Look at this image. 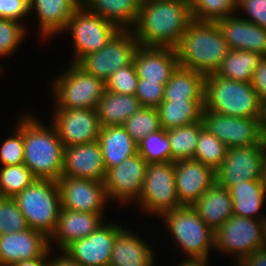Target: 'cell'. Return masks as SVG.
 Returning a JSON list of instances; mask_svg holds the SVG:
<instances>
[{"label":"cell","mask_w":266,"mask_h":266,"mask_svg":"<svg viewBox=\"0 0 266 266\" xmlns=\"http://www.w3.org/2000/svg\"><path fill=\"white\" fill-rule=\"evenodd\" d=\"M191 21L189 0H143L131 30L140 46L175 49Z\"/></svg>","instance_id":"obj_1"},{"label":"cell","mask_w":266,"mask_h":266,"mask_svg":"<svg viewBox=\"0 0 266 266\" xmlns=\"http://www.w3.org/2000/svg\"><path fill=\"white\" fill-rule=\"evenodd\" d=\"M23 114V164L36 179L58 181L64 167V145L50 123L43 125L32 112ZM41 122V123H40Z\"/></svg>","instance_id":"obj_2"},{"label":"cell","mask_w":266,"mask_h":266,"mask_svg":"<svg viewBox=\"0 0 266 266\" xmlns=\"http://www.w3.org/2000/svg\"><path fill=\"white\" fill-rule=\"evenodd\" d=\"M175 50L179 66L206 76L217 71L230 48L216 22L192 20Z\"/></svg>","instance_id":"obj_3"},{"label":"cell","mask_w":266,"mask_h":266,"mask_svg":"<svg viewBox=\"0 0 266 266\" xmlns=\"http://www.w3.org/2000/svg\"><path fill=\"white\" fill-rule=\"evenodd\" d=\"M204 108L238 118H259L260 98L251 82L231 81L216 74L205 76Z\"/></svg>","instance_id":"obj_4"},{"label":"cell","mask_w":266,"mask_h":266,"mask_svg":"<svg viewBox=\"0 0 266 266\" xmlns=\"http://www.w3.org/2000/svg\"><path fill=\"white\" fill-rule=\"evenodd\" d=\"M53 109H95L105 92V82L70 62L63 73L50 80Z\"/></svg>","instance_id":"obj_5"},{"label":"cell","mask_w":266,"mask_h":266,"mask_svg":"<svg viewBox=\"0 0 266 266\" xmlns=\"http://www.w3.org/2000/svg\"><path fill=\"white\" fill-rule=\"evenodd\" d=\"M29 228L50 238L57 226L61 209L58 184L36 179L14 198Z\"/></svg>","instance_id":"obj_6"},{"label":"cell","mask_w":266,"mask_h":266,"mask_svg":"<svg viewBox=\"0 0 266 266\" xmlns=\"http://www.w3.org/2000/svg\"><path fill=\"white\" fill-rule=\"evenodd\" d=\"M174 239L173 247L180 248L185 257L209 258L214 250V231L199 217L192 206L183 205L160 217ZM182 248V249H181ZM187 253V254H186Z\"/></svg>","instance_id":"obj_7"},{"label":"cell","mask_w":266,"mask_h":266,"mask_svg":"<svg viewBox=\"0 0 266 266\" xmlns=\"http://www.w3.org/2000/svg\"><path fill=\"white\" fill-rule=\"evenodd\" d=\"M265 231L266 221L233 215L214 231V247L221 254L232 255L235 265L264 248Z\"/></svg>","instance_id":"obj_8"},{"label":"cell","mask_w":266,"mask_h":266,"mask_svg":"<svg viewBox=\"0 0 266 266\" xmlns=\"http://www.w3.org/2000/svg\"><path fill=\"white\" fill-rule=\"evenodd\" d=\"M137 204L142 213L159 218L183 206L175 184V161L148 164Z\"/></svg>","instance_id":"obj_9"},{"label":"cell","mask_w":266,"mask_h":266,"mask_svg":"<svg viewBox=\"0 0 266 266\" xmlns=\"http://www.w3.org/2000/svg\"><path fill=\"white\" fill-rule=\"evenodd\" d=\"M120 29L112 22L105 20L82 4L73 12L63 31L68 32L74 45L72 63L84 55L102 49Z\"/></svg>","instance_id":"obj_10"},{"label":"cell","mask_w":266,"mask_h":266,"mask_svg":"<svg viewBox=\"0 0 266 266\" xmlns=\"http://www.w3.org/2000/svg\"><path fill=\"white\" fill-rule=\"evenodd\" d=\"M138 47L132 30H119L102 49L84 55L76 64L105 82L116 70L133 63Z\"/></svg>","instance_id":"obj_11"},{"label":"cell","mask_w":266,"mask_h":266,"mask_svg":"<svg viewBox=\"0 0 266 266\" xmlns=\"http://www.w3.org/2000/svg\"><path fill=\"white\" fill-rule=\"evenodd\" d=\"M147 167L148 163L137 152L119 165L108 169L103 182L108 199L113 203L117 201L120 205H127L132 201L136 203L141 195Z\"/></svg>","instance_id":"obj_12"},{"label":"cell","mask_w":266,"mask_h":266,"mask_svg":"<svg viewBox=\"0 0 266 266\" xmlns=\"http://www.w3.org/2000/svg\"><path fill=\"white\" fill-rule=\"evenodd\" d=\"M264 154L261 143L228 148L223 163L215 171L216 183L228 189L245 180H263Z\"/></svg>","instance_id":"obj_13"},{"label":"cell","mask_w":266,"mask_h":266,"mask_svg":"<svg viewBox=\"0 0 266 266\" xmlns=\"http://www.w3.org/2000/svg\"><path fill=\"white\" fill-rule=\"evenodd\" d=\"M204 128L223 142L227 148L249 147L261 143L259 120L255 118H238L202 110Z\"/></svg>","instance_id":"obj_14"},{"label":"cell","mask_w":266,"mask_h":266,"mask_svg":"<svg viewBox=\"0 0 266 266\" xmlns=\"http://www.w3.org/2000/svg\"><path fill=\"white\" fill-rule=\"evenodd\" d=\"M51 124L64 147L98 141L100 124L95 109H53Z\"/></svg>","instance_id":"obj_15"},{"label":"cell","mask_w":266,"mask_h":266,"mask_svg":"<svg viewBox=\"0 0 266 266\" xmlns=\"http://www.w3.org/2000/svg\"><path fill=\"white\" fill-rule=\"evenodd\" d=\"M124 228L116 222H104L87 237L72 242L63 252L83 266H109L114 240Z\"/></svg>","instance_id":"obj_16"},{"label":"cell","mask_w":266,"mask_h":266,"mask_svg":"<svg viewBox=\"0 0 266 266\" xmlns=\"http://www.w3.org/2000/svg\"><path fill=\"white\" fill-rule=\"evenodd\" d=\"M61 208L77 212L104 215L108 206L106 189L103 182L89 179L61 177L58 181Z\"/></svg>","instance_id":"obj_17"},{"label":"cell","mask_w":266,"mask_h":266,"mask_svg":"<svg viewBox=\"0 0 266 266\" xmlns=\"http://www.w3.org/2000/svg\"><path fill=\"white\" fill-rule=\"evenodd\" d=\"M49 252V238L34 229L0 235V266H11L35 258H49Z\"/></svg>","instance_id":"obj_18"},{"label":"cell","mask_w":266,"mask_h":266,"mask_svg":"<svg viewBox=\"0 0 266 266\" xmlns=\"http://www.w3.org/2000/svg\"><path fill=\"white\" fill-rule=\"evenodd\" d=\"M105 174L106 169L99 141L64 148L62 177L104 182Z\"/></svg>","instance_id":"obj_19"},{"label":"cell","mask_w":266,"mask_h":266,"mask_svg":"<svg viewBox=\"0 0 266 266\" xmlns=\"http://www.w3.org/2000/svg\"><path fill=\"white\" fill-rule=\"evenodd\" d=\"M215 182V171L201 162L175 161V184L182 205H193Z\"/></svg>","instance_id":"obj_20"},{"label":"cell","mask_w":266,"mask_h":266,"mask_svg":"<svg viewBox=\"0 0 266 266\" xmlns=\"http://www.w3.org/2000/svg\"><path fill=\"white\" fill-rule=\"evenodd\" d=\"M133 63L139 79L160 82L164 85L179 66L174 48L143 47L140 45L134 55Z\"/></svg>","instance_id":"obj_21"},{"label":"cell","mask_w":266,"mask_h":266,"mask_svg":"<svg viewBox=\"0 0 266 266\" xmlns=\"http://www.w3.org/2000/svg\"><path fill=\"white\" fill-rule=\"evenodd\" d=\"M104 216L95 213L77 212L68 209H60L57 226L49 238V247L53 250V244L63 251L72 242L85 238L103 224Z\"/></svg>","instance_id":"obj_22"},{"label":"cell","mask_w":266,"mask_h":266,"mask_svg":"<svg viewBox=\"0 0 266 266\" xmlns=\"http://www.w3.org/2000/svg\"><path fill=\"white\" fill-rule=\"evenodd\" d=\"M235 15L216 23L230 50H247L266 57V29Z\"/></svg>","instance_id":"obj_23"},{"label":"cell","mask_w":266,"mask_h":266,"mask_svg":"<svg viewBox=\"0 0 266 266\" xmlns=\"http://www.w3.org/2000/svg\"><path fill=\"white\" fill-rule=\"evenodd\" d=\"M29 5V13L38 18L40 37L47 41L63 33L81 0H30Z\"/></svg>","instance_id":"obj_24"},{"label":"cell","mask_w":266,"mask_h":266,"mask_svg":"<svg viewBox=\"0 0 266 266\" xmlns=\"http://www.w3.org/2000/svg\"><path fill=\"white\" fill-rule=\"evenodd\" d=\"M128 230L125 226L116 236L109 266H154L157 258L153 247L141 235Z\"/></svg>","instance_id":"obj_25"},{"label":"cell","mask_w":266,"mask_h":266,"mask_svg":"<svg viewBox=\"0 0 266 266\" xmlns=\"http://www.w3.org/2000/svg\"><path fill=\"white\" fill-rule=\"evenodd\" d=\"M232 198L227 188L216 182L191 205L213 231L234 215Z\"/></svg>","instance_id":"obj_26"},{"label":"cell","mask_w":266,"mask_h":266,"mask_svg":"<svg viewBox=\"0 0 266 266\" xmlns=\"http://www.w3.org/2000/svg\"><path fill=\"white\" fill-rule=\"evenodd\" d=\"M98 141L106 171L138 152L137 143L123 125L101 127Z\"/></svg>","instance_id":"obj_27"},{"label":"cell","mask_w":266,"mask_h":266,"mask_svg":"<svg viewBox=\"0 0 266 266\" xmlns=\"http://www.w3.org/2000/svg\"><path fill=\"white\" fill-rule=\"evenodd\" d=\"M232 198L233 213L237 216L266 221L260 214L266 198V186L263 180H245L228 188Z\"/></svg>","instance_id":"obj_28"},{"label":"cell","mask_w":266,"mask_h":266,"mask_svg":"<svg viewBox=\"0 0 266 266\" xmlns=\"http://www.w3.org/2000/svg\"><path fill=\"white\" fill-rule=\"evenodd\" d=\"M143 0H81L91 12L114 23L120 30H131L138 18Z\"/></svg>","instance_id":"obj_29"},{"label":"cell","mask_w":266,"mask_h":266,"mask_svg":"<svg viewBox=\"0 0 266 266\" xmlns=\"http://www.w3.org/2000/svg\"><path fill=\"white\" fill-rule=\"evenodd\" d=\"M205 75L178 66L164 87L163 101H204Z\"/></svg>","instance_id":"obj_30"},{"label":"cell","mask_w":266,"mask_h":266,"mask_svg":"<svg viewBox=\"0 0 266 266\" xmlns=\"http://www.w3.org/2000/svg\"><path fill=\"white\" fill-rule=\"evenodd\" d=\"M142 108L135 95L113 93L105 90L96 108L101 127L123 125L129 117Z\"/></svg>","instance_id":"obj_31"},{"label":"cell","mask_w":266,"mask_h":266,"mask_svg":"<svg viewBox=\"0 0 266 266\" xmlns=\"http://www.w3.org/2000/svg\"><path fill=\"white\" fill-rule=\"evenodd\" d=\"M204 101H162L156 108L164 130L187 126L202 119Z\"/></svg>","instance_id":"obj_32"},{"label":"cell","mask_w":266,"mask_h":266,"mask_svg":"<svg viewBox=\"0 0 266 266\" xmlns=\"http://www.w3.org/2000/svg\"><path fill=\"white\" fill-rule=\"evenodd\" d=\"M263 56L247 50H230L214 73L231 81L251 82Z\"/></svg>","instance_id":"obj_33"},{"label":"cell","mask_w":266,"mask_h":266,"mask_svg":"<svg viewBox=\"0 0 266 266\" xmlns=\"http://www.w3.org/2000/svg\"><path fill=\"white\" fill-rule=\"evenodd\" d=\"M202 120L187 126L166 131L172 150V161L193 159L201 129Z\"/></svg>","instance_id":"obj_34"},{"label":"cell","mask_w":266,"mask_h":266,"mask_svg":"<svg viewBox=\"0 0 266 266\" xmlns=\"http://www.w3.org/2000/svg\"><path fill=\"white\" fill-rule=\"evenodd\" d=\"M190 8L192 20L217 22L237 13V0H190Z\"/></svg>","instance_id":"obj_35"},{"label":"cell","mask_w":266,"mask_h":266,"mask_svg":"<svg viewBox=\"0 0 266 266\" xmlns=\"http://www.w3.org/2000/svg\"><path fill=\"white\" fill-rule=\"evenodd\" d=\"M36 178L23 163L0 167V197L14 198Z\"/></svg>","instance_id":"obj_36"},{"label":"cell","mask_w":266,"mask_h":266,"mask_svg":"<svg viewBox=\"0 0 266 266\" xmlns=\"http://www.w3.org/2000/svg\"><path fill=\"white\" fill-rule=\"evenodd\" d=\"M227 149L223 142L203 127L198 137L193 159L216 171L223 163Z\"/></svg>","instance_id":"obj_37"},{"label":"cell","mask_w":266,"mask_h":266,"mask_svg":"<svg viewBox=\"0 0 266 266\" xmlns=\"http://www.w3.org/2000/svg\"><path fill=\"white\" fill-rule=\"evenodd\" d=\"M138 153L149 163L172 161V150L166 130L163 128L149 134L138 144Z\"/></svg>","instance_id":"obj_38"},{"label":"cell","mask_w":266,"mask_h":266,"mask_svg":"<svg viewBox=\"0 0 266 266\" xmlns=\"http://www.w3.org/2000/svg\"><path fill=\"white\" fill-rule=\"evenodd\" d=\"M123 126L137 144L149 134L162 129L158 111L154 107H142L126 119Z\"/></svg>","instance_id":"obj_39"},{"label":"cell","mask_w":266,"mask_h":266,"mask_svg":"<svg viewBox=\"0 0 266 266\" xmlns=\"http://www.w3.org/2000/svg\"><path fill=\"white\" fill-rule=\"evenodd\" d=\"M24 21L0 18V59L9 57L21 46L27 34ZM2 68V65L0 64Z\"/></svg>","instance_id":"obj_40"},{"label":"cell","mask_w":266,"mask_h":266,"mask_svg":"<svg viewBox=\"0 0 266 266\" xmlns=\"http://www.w3.org/2000/svg\"><path fill=\"white\" fill-rule=\"evenodd\" d=\"M15 124L13 134L0 147V166L20 165L24 160L23 115Z\"/></svg>","instance_id":"obj_41"},{"label":"cell","mask_w":266,"mask_h":266,"mask_svg":"<svg viewBox=\"0 0 266 266\" xmlns=\"http://www.w3.org/2000/svg\"><path fill=\"white\" fill-rule=\"evenodd\" d=\"M26 219L13 198L0 197V235L28 229Z\"/></svg>","instance_id":"obj_42"},{"label":"cell","mask_w":266,"mask_h":266,"mask_svg":"<svg viewBox=\"0 0 266 266\" xmlns=\"http://www.w3.org/2000/svg\"><path fill=\"white\" fill-rule=\"evenodd\" d=\"M138 75L134 63L116 70L105 81V89L113 93L135 95Z\"/></svg>","instance_id":"obj_43"},{"label":"cell","mask_w":266,"mask_h":266,"mask_svg":"<svg viewBox=\"0 0 266 266\" xmlns=\"http://www.w3.org/2000/svg\"><path fill=\"white\" fill-rule=\"evenodd\" d=\"M164 87L165 85L160 82L138 79L135 96L138 98L142 107L157 108L163 101Z\"/></svg>","instance_id":"obj_44"},{"label":"cell","mask_w":266,"mask_h":266,"mask_svg":"<svg viewBox=\"0 0 266 266\" xmlns=\"http://www.w3.org/2000/svg\"><path fill=\"white\" fill-rule=\"evenodd\" d=\"M236 10L244 12L243 19L266 29V0H237Z\"/></svg>","instance_id":"obj_45"},{"label":"cell","mask_w":266,"mask_h":266,"mask_svg":"<svg viewBox=\"0 0 266 266\" xmlns=\"http://www.w3.org/2000/svg\"><path fill=\"white\" fill-rule=\"evenodd\" d=\"M29 6L27 0H0V18L22 22L30 15Z\"/></svg>","instance_id":"obj_46"},{"label":"cell","mask_w":266,"mask_h":266,"mask_svg":"<svg viewBox=\"0 0 266 266\" xmlns=\"http://www.w3.org/2000/svg\"><path fill=\"white\" fill-rule=\"evenodd\" d=\"M251 85L258 94L260 100H266V57H263L255 69Z\"/></svg>","instance_id":"obj_47"},{"label":"cell","mask_w":266,"mask_h":266,"mask_svg":"<svg viewBox=\"0 0 266 266\" xmlns=\"http://www.w3.org/2000/svg\"><path fill=\"white\" fill-rule=\"evenodd\" d=\"M235 266H266V249H260L243 257Z\"/></svg>","instance_id":"obj_48"},{"label":"cell","mask_w":266,"mask_h":266,"mask_svg":"<svg viewBox=\"0 0 266 266\" xmlns=\"http://www.w3.org/2000/svg\"><path fill=\"white\" fill-rule=\"evenodd\" d=\"M52 251H54V250L50 249L49 258H48V266H83L80 263L72 260L63 251H60L61 253H59L60 255L58 257H57V255L54 257V254L52 255V253H53Z\"/></svg>","instance_id":"obj_49"},{"label":"cell","mask_w":266,"mask_h":266,"mask_svg":"<svg viewBox=\"0 0 266 266\" xmlns=\"http://www.w3.org/2000/svg\"><path fill=\"white\" fill-rule=\"evenodd\" d=\"M209 258L203 257H184L175 266H208Z\"/></svg>","instance_id":"obj_50"},{"label":"cell","mask_w":266,"mask_h":266,"mask_svg":"<svg viewBox=\"0 0 266 266\" xmlns=\"http://www.w3.org/2000/svg\"><path fill=\"white\" fill-rule=\"evenodd\" d=\"M11 266H48V258H35L32 260L20 261Z\"/></svg>","instance_id":"obj_51"},{"label":"cell","mask_w":266,"mask_h":266,"mask_svg":"<svg viewBox=\"0 0 266 266\" xmlns=\"http://www.w3.org/2000/svg\"><path fill=\"white\" fill-rule=\"evenodd\" d=\"M259 126L261 132L266 128V100H260Z\"/></svg>","instance_id":"obj_52"},{"label":"cell","mask_w":266,"mask_h":266,"mask_svg":"<svg viewBox=\"0 0 266 266\" xmlns=\"http://www.w3.org/2000/svg\"><path fill=\"white\" fill-rule=\"evenodd\" d=\"M261 144L266 151V128L261 132Z\"/></svg>","instance_id":"obj_53"},{"label":"cell","mask_w":266,"mask_h":266,"mask_svg":"<svg viewBox=\"0 0 266 266\" xmlns=\"http://www.w3.org/2000/svg\"><path fill=\"white\" fill-rule=\"evenodd\" d=\"M263 182L266 186V151L264 154V165H263Z\"/></svg>","instance_id":"obj_54"},{"label":"cell","mask_w":266,"mask_h":266,"mask_svg":"<svg viewBox=\"0 0 266 266\" xmlns=\"http://www.w3.org/2000/svg\"><path fill=\"white\" fill-rule=\"evenodd\" d=\"M264 248L266 249V231H265V245Z\"/></svg>","instance_id":"obj_55"}]
</instances>
